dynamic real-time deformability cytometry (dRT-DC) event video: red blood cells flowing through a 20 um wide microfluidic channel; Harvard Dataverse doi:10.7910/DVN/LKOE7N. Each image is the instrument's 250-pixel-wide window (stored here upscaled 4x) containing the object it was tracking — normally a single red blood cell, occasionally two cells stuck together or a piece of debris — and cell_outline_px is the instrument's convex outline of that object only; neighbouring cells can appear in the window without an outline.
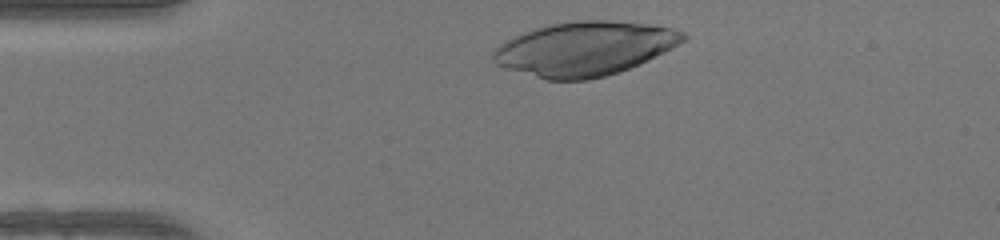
{"species": "human", "species_latin": "Homo sapiens", "temperature_condition": "warm", "stored_images_in_passage": 31, "camera_frame_rate_fps": 3000, "um_per_image_px": 0.085, "donor": {"sex": "female"}, "frame": {"image": 1, "passage_image": 2, "time_ms": 0.333, "image_size_px": [1000, 240], "cell_outline_px": [[688, 36], [684, 40], [672, 48], [664, 52], [620, 72], [588, 80], [548, 80], [504, 68], [496, 64], [492, 60], [492, 52], [500, 44], [512, 36], [536, 28], [552, 24], [572, 20], [608, 20], [648, 24], [672, 28], [684, 32]], "centroid_in_image_um": [49.66, 4.13], "position_along_channel_um": 35.3, "area_um2": 59.71}}